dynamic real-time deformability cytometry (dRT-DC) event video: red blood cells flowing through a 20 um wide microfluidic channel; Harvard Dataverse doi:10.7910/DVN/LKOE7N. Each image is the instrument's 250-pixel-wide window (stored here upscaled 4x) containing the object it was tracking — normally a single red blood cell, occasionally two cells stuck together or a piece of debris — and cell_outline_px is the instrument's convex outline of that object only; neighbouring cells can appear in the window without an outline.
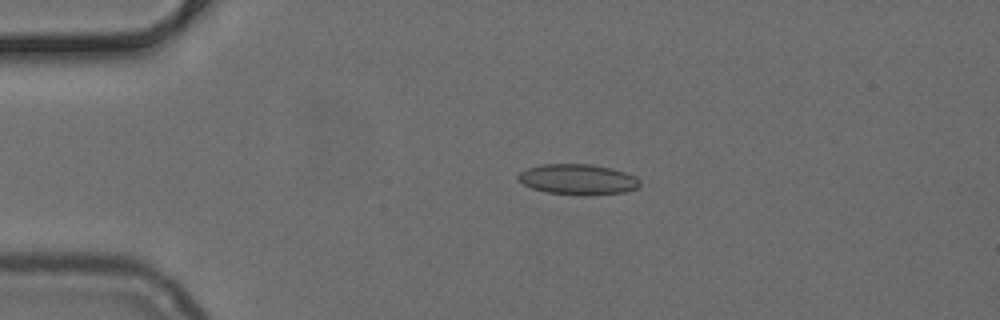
{"species": "common noctule bat (a hibernating species)", "species_latin": "Nyctalus noctula", "temperature_condition": "cold", "stored_images_in_passage": 32, "camera_frame_rate_fps": 3000, "um_per_image_px": 0.085, "animal": {"sex": "female", "body_mass_g": 24.6, "forearm_length_mm": 56.2}, "frame": {"image": 1, "passage_image": 1, "time_ms": 0.0, "image_size_px": [1000, 320], "cell_outline_px": [[640, 184], [636, 188], [624, 192], [588, 196], [584, 196], [544, 192], [532, 188], [524, 184], [516, 176], [520, 172], [528, 168], [540, 164], [592, 164], [612, 168], [636, 176], [640, 180]], "centroid_in_image_um": [49.13, 15.25], "position_along_channel_um": 35.9, "area_um2": 21.85}}
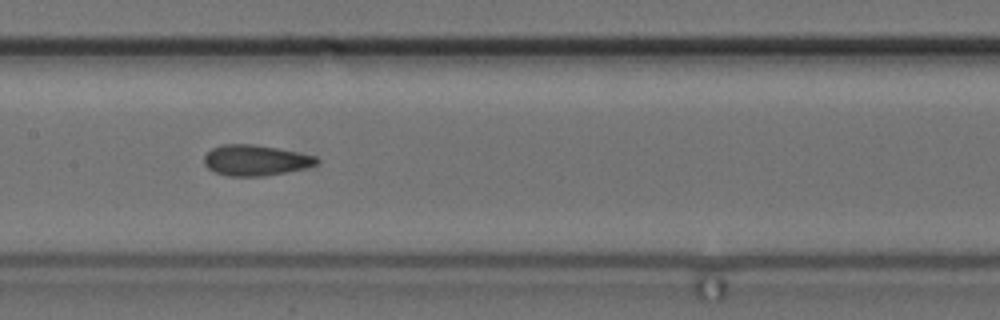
{"frame": {"image": 2, "passage_image": 15, "time_ms": 4.667, "image_size_px": [1000, 320], "cell_outline_px": [[320, 160], [316, 164], [304, 168], [264, 176], [228, 176], [216, 172], [208, 168], [204, 164], [204, 156], [212, 148], [224, 144], [252, 144], [276, 148], [316, 156]], "centroid_in_image_um": [21.69, 13.62], "position_along_channel_um": 185.7, "area_um2": 19.88}}
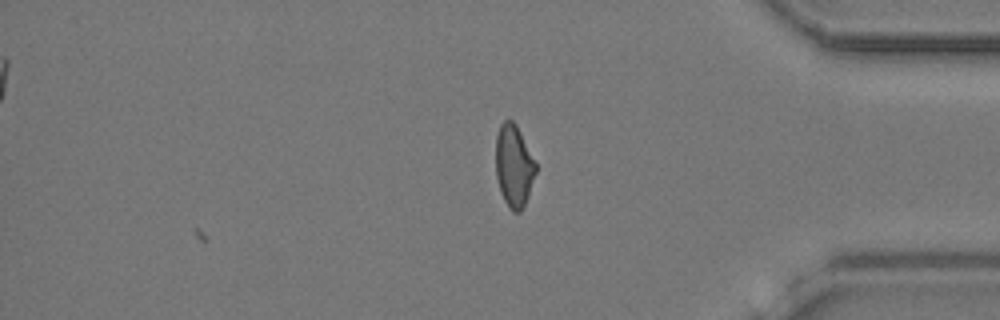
{"frame": {"image": 3, "passage_image": 32, "time_ms": 10.333, "image_size_px": [1000, 320], "cell_outline_px": [[536, 172], [528, 196], [520, 212], [512, 212], [508, 208], [500, 192], [496, 176], [496, 136], [500, 124], [504, 120], [512, 120], [516, 124], [536, 164]], "centroid_in_image_um": [43.66, 14.11], "position_along_channel_um": 391.5, "area_um2": 19.07}}